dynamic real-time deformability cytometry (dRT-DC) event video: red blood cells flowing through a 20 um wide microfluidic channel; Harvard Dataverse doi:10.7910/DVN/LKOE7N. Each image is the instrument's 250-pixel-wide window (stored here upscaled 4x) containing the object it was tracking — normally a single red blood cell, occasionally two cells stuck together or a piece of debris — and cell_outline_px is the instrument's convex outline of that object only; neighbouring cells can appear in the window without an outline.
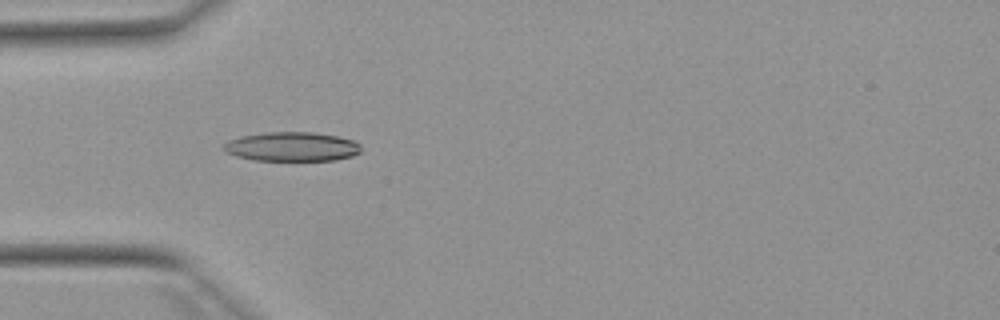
{"species": "Egyptian fruit bat (a non-hibernating species)", "species_latin": "Rousettus aegyptiacus", "temperature_condition": "warm", "stored_images_in_passage": 23, "camera_frame_rate_fps": 3000, "um_per_image_px": 0.085, "animal": {"sex": "female"}, "frame": {"image": 1, "passage_image": 4, "time_ms": 1.0, "image_size_px": [1000, 320], "cell_outline_px": [[360, 152], [352, 156], [336, 160], [252, 160], [236, 156], [228, 152], [224, 148], [224, 144], [228, 140], [240, 136], [264, 132], [312, 132], [336, 136], [352, 140], [360, 144]], "centroid_in_image_um": [24.8, 12.46], "position_along_channel_um": 60.2, "area_um2": 23.29}}